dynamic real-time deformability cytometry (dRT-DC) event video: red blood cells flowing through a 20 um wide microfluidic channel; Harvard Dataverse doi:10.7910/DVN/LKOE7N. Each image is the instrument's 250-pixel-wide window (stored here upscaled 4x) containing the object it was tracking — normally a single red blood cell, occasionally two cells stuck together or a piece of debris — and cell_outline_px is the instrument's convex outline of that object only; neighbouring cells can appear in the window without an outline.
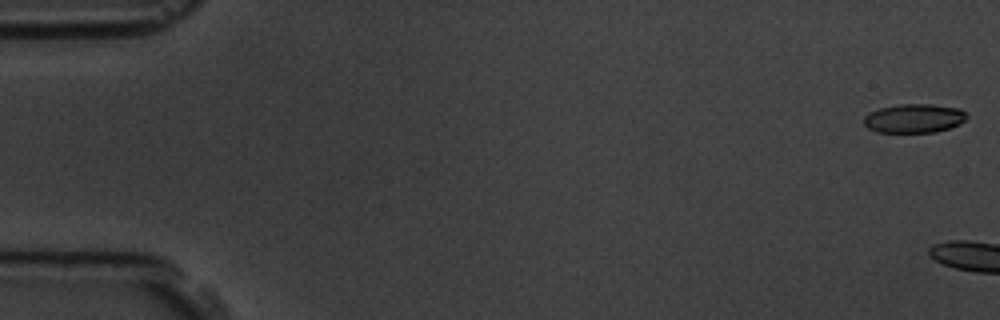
{"species": "common noctule bat (a hibernating species)", "species_latin": "Nyctalus noctula", "temperature_condition": "room temperature", "stored_images_in_passage": 3, "camera_frame_rate_fps": 3000, "um_per_image_px": 0.085, "animal": {"sex": "male", "body_mass_g": 19.5, "forearm_length_mm": 54.6}, "frame": {"image": 1, "passage_image": 1, "time_ms": 0.0, "image_size_px": [1000, 320], "cell_outline_px": [[968, 116], [960, 124], [936, 132], [876, 132], [868, 128], [864, 124], [864, 116], [880, 108], [900, 104], [932, 104], [960, 108]], "centroid_in_image_um": [77.71, 10.06], "position_along_channel_um": 7.3, "area_um2": 17.28}}